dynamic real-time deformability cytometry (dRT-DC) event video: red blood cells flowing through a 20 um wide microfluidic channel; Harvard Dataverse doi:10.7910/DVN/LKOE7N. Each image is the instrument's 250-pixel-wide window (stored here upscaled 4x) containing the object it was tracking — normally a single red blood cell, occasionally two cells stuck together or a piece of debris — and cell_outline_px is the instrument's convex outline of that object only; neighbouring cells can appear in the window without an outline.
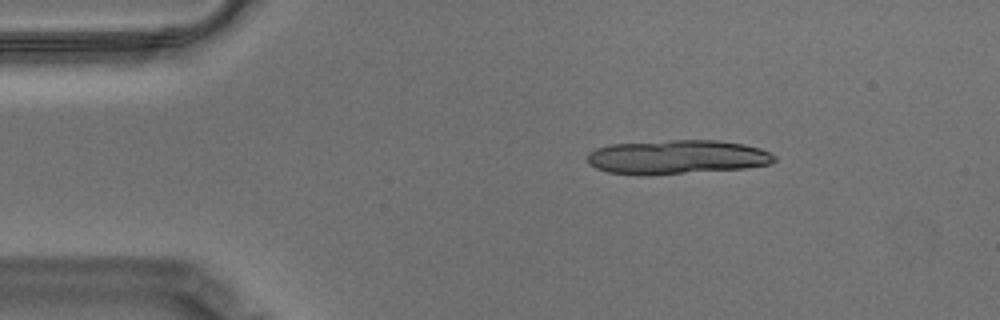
{"species": "Egyptian fruit bat (a non-hibernating species)", "species_latin": "Rousettus aegyptiacus", "temperature_condition": "warm", "stored_images_in_passage": 8, "camera_frame_rate_fps": 3000, "um_per_image_px": 0.085, "animal": {"sex": "male"}, "frame": {"image": 1, "passage_image": 1, "time_ms": 0.0, "image_size_px": [1000, 320], "cell_outline_px": [[776, 160], [772, 164], [744, 168], [644, 176], [608, 172], [596, 168], [588, 164], [588, 152], [596, 148], [612, 144], [668, 140], [720, 140], [744, 144], [760, 148], [776, 156]], "centroid_in_image_um": [57.54, 13.35], "position_along_channel_um": 27.5, "area_um2": 37.45}}